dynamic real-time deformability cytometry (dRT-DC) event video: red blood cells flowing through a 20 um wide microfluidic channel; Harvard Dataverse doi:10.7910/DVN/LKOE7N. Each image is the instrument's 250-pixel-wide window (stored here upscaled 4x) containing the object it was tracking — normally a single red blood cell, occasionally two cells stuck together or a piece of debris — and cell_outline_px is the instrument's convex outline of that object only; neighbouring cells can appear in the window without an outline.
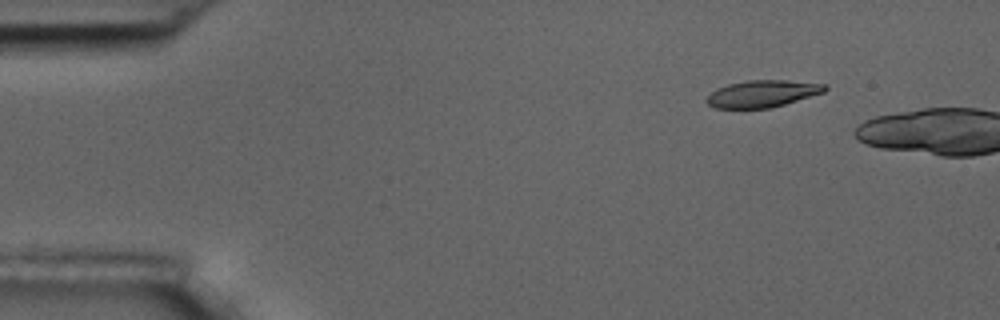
{"species": "common noctule bat (a hibernating species)", "species_latin": "Nyctalus noctula", "temperature_condition": "room temperature", "stored_images_in_passage": 4, "camera_frame_rate_fps": 3000, "um_per_image_px": 0.085, "animal": {"sex": "male", "body_mass_g": 17.5, "forearm_length_mm": 52.3}, "frame": {"image": 1, "passage_image": 2, "time_ms": 2.0, "image_size_px": [1000, 320], "cell_outline_px": [[828, 88], [824, 92], [784, 104], [768, 108], [716, 108], [708, 104], [704, 100], [716, 88], [728, 84], [748, 80], [784, 80], [824, 84]], "centroid_in_image_um": [64.77, 7.96], "position_along_channel_um": 20.2, "area_um2": 18.38}}